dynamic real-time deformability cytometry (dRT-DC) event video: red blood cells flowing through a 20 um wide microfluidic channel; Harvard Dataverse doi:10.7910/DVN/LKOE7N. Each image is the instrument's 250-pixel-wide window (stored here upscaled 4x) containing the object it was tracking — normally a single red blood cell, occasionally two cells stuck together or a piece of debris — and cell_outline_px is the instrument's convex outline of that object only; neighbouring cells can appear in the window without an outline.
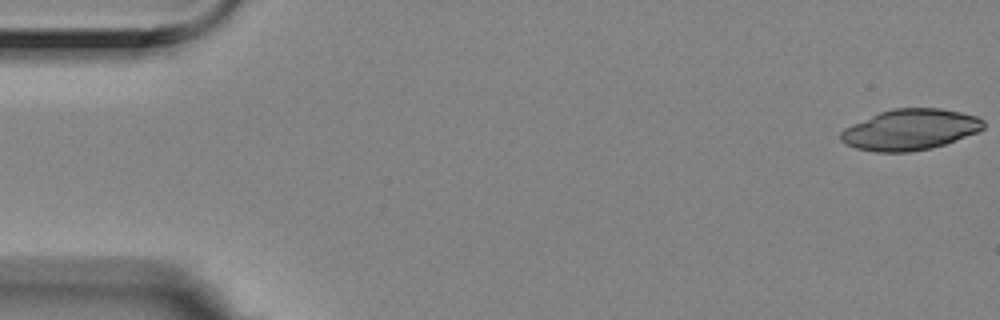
{"species": "Egyptian fruit bat (a non-hibernating species)", "species_latin": "Rousettus aegyptiacus", "temperature_condition": "room temperature", "stored_images_in_passage": 3, "camera_frame_rate_fps": 3000, "um_per_image_px": 0.085, "animal": {"sex": "female"}, "frame": {"image": 1, "passage_image": 1, "time_ms": 0.0, "image_size_px": [1000, 320], "cell_outline_px": [[984, 128], [976, 132], [944, 144], [932, 148], [908, 152], [876, 152], [856, 148], [844, 144], [840, 140], [840, 132], [844, 128], [852, 124], [880, 112], [892, 108], [940, 108], [960, 112], [976, 116], [984, 120]], "centroid_in_image_um": [77.33, 11.02], "position_along_channel_um": 7.7, "area_um2": 33.87}}